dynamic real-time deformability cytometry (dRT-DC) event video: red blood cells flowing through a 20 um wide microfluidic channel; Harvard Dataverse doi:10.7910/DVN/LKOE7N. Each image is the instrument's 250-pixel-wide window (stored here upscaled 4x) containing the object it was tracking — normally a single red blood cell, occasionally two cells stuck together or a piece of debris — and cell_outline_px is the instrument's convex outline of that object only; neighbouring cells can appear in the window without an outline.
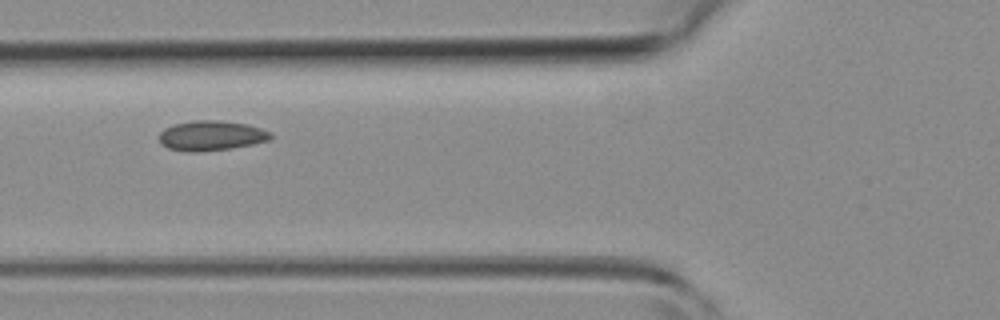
{"species": "common noctule bat (a hibernating species)", "species_latin": "Nyctalus noctula", "temperature_condition": "room temperature", "stored_images_in_passage": 6, "camera_frame_rate_fps": 3000, "um_per_image_px": 0.085, "animal": {"sex": "female", "body_mass_g": 19.3, "forearm_length_mm": 54.1}, "frame": {"image": 1, "passage_image": 4, "time_ms": 5.0, "image_size_px": [1000, 320], "cell_outline_px": [[272, 136], [268, 140], [252, 144], [232, 148], [196, 152], [188, 152], [168, 148], [160, 144], [160, 132], [164, 128], [172, 124], [196, 120], [220, 120], [248, 124], [272, 132]], "centroid_in_image_um": [17.94, 11.52], "position_along_channel_um": 107.9, "area_um2": 19.54}}
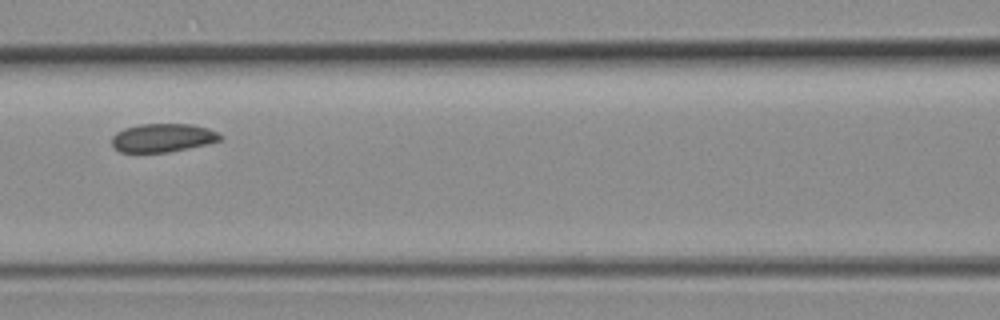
{"frame": {"image": 2, "passage_image": 5, "time_ms": 6.0, "image_size_px": [1000, 320], "cell_outline_px": [[224, 136], [220, 140], [208, 144], [168, 152], [120, 152], [112, 144], [112, 136], [116, 132], [124, 128], [140, 124], [192, 124], [208, 128]], "centroid_in_image_um": [13.84, 11.71], "position_along_channel_um": 152.8, "area_um2": 17.98}}
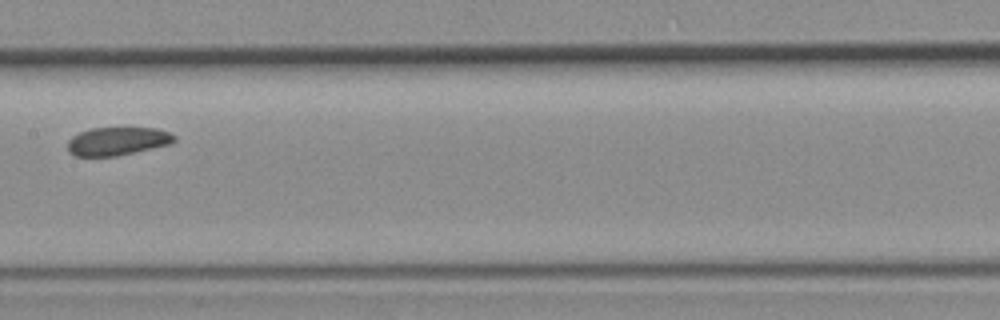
{"frame": {"image": 3, "passage_image": 6, "time_ms": 7.0, "image_size_px": [1000, 320], "cell_outline_px": [[176, 140], [172, 144], [116, 156], [76, 156], [68, 152], [68, 140], [72, 136], [80, 132], [92, 128], [156, 128], [168, 132], [176, 136]], "centroid_in_image_um": [9.99, 12.0], "position_along_channel_um": 197.4, "area_um2": 17.57}}